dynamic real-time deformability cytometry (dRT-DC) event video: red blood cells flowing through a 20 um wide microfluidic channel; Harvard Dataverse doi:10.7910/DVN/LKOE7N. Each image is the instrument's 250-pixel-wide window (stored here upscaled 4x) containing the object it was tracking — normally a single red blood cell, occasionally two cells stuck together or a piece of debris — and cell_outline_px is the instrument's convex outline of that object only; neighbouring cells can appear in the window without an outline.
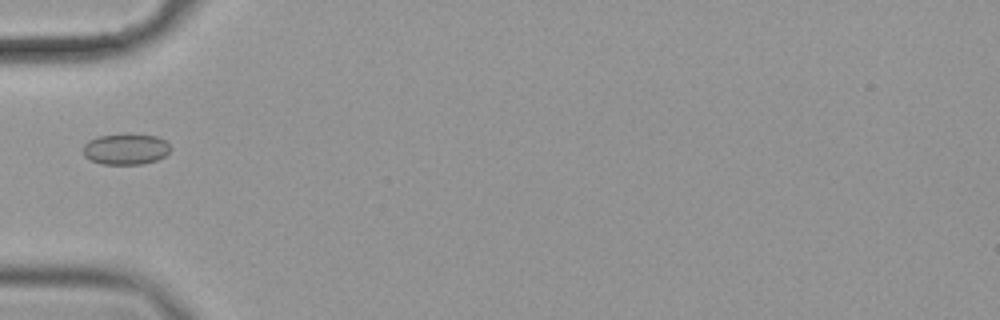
{"species": "common noctule bat (a hibernating species)", "species_latin": "Nyctalus noctula", "temperature_condition": "cold", "stored_images_in_passage": 6, "camera_frame_rate_fps": 3000, "um_per_image_px": 0.085, "animal": {"sex": "female", "body_mass_g": 19.9}, "frame": {"image": 1, "passage_image": 6, "time_ms": 1.667, "image_size_px": [1000, 320], "cell_outline_px": [[172, 148], [164, 156], [156, 160], [144, 164], [100, 164], [84, 156], [84, 144], [88, 140], [100, 136], [124, 132], [156, 136], [164, 140]], "centroid_in_image_um": [10.69, 12.65], "position_along_channel_um": 74.3, "area_um2": 16.01}}